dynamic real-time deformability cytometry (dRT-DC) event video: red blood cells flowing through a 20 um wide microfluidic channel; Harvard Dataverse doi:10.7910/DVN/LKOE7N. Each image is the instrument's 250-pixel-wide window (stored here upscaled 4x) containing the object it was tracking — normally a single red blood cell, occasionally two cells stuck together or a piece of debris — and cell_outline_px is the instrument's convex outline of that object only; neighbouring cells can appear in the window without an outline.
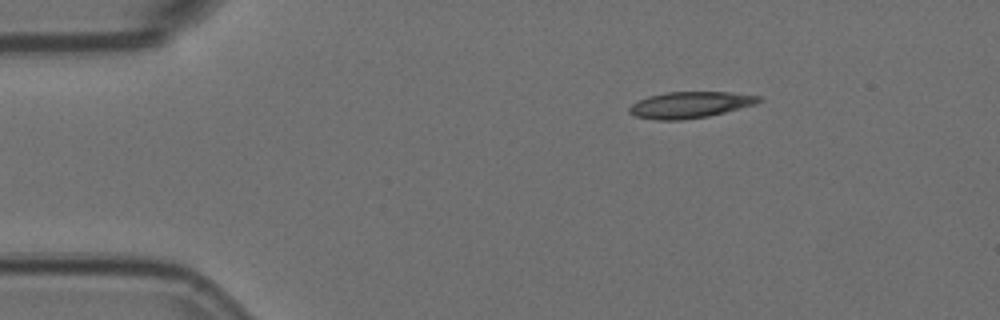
{"species": "Egyptian fruit bat (a non-hibernating species)", "species_latin": "Rousettus aegyptiacus", "temperature_condition": "room temperature", "stored_images_in_passage": 5, "camera_frame_rate_fps": 3000, "um_per_image_px": 0.085, "animal": {"sex": "female"}, "frame": {"image": 1, "passage_image": 5, "time_ms": 1.333, "image_size_px": [1000, 320], "cell_outline_px": [[764, 100], [756, 104], [708, 116], [684, 120], [656, 120], [636, 116], [628, 112], [628, 108], [632, 104], [648, 96], [664, 92], [728, 92], [760, 96]], "centroid_in_image_um": [58.65, 8.91], "position_along_channel_um": 26.3, "area_um2": 19.83}}